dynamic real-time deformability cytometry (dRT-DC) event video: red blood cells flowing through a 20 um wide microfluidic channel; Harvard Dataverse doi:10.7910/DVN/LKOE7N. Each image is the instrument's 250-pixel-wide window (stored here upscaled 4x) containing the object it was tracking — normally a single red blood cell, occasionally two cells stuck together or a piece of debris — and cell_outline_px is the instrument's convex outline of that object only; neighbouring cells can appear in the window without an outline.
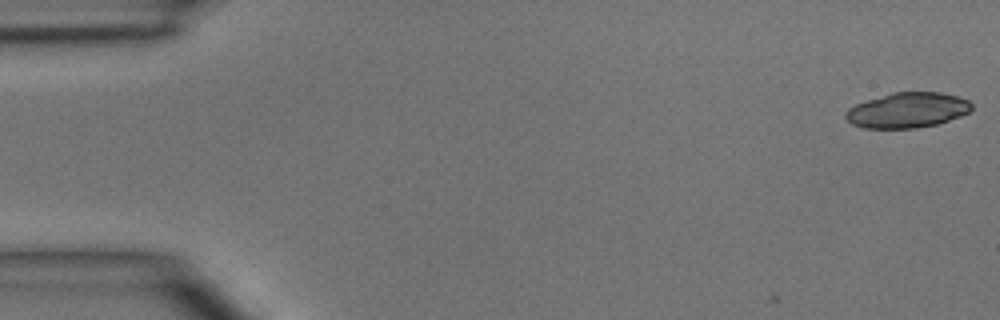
{"species": "common noctule bat (a hibernating species)", "species_latin": "Nyctalus noctula", "temperature_condition": "room temperature", "stored_images_in_passage": 6, "camera_frame_rate_fps": 3000, "um_per_image_px": 0.085, "animal": {"sex": "male", "body_mass_g": 15.6}, "frame": {"image": 1, "passage_image": 1, "time_ms": 0.0, "image_size_px": [1000, 320], "cell_outline_px": [[972, 108], [968, 112], [960, 116], [936, 124], [916, 128], [864, 128], [852, 124], [844, 116], [844, 112], [848, 108], [856, 104], [892, 92], [940, 92], [956, 96], [968, 100], [972, 104]], "centroid_in_image_um": [77.11, 9.36], "position_along_channel_um": 7.9, "area_um2": 25.72}}
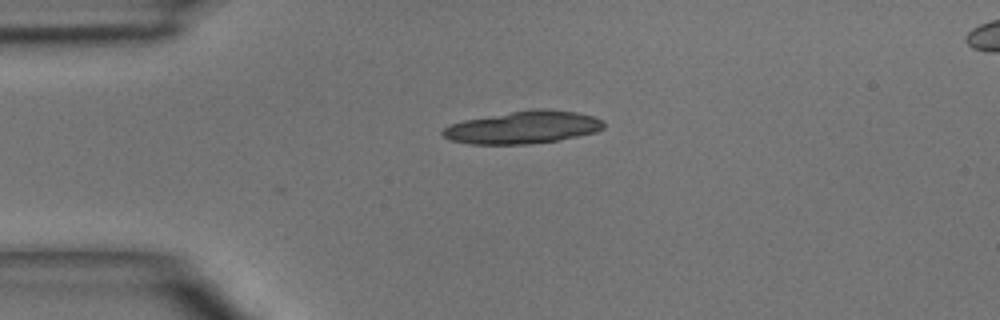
{"frame": {"image": 2, "passage_image": 4, "time_ms": 3.333, "image_size_px": [1000, 320], "cell_outline_px": [[604, 128], [596, 132], [560, 140], [528, 144], [468, 144], [448, 140], [440, 132], [448, 124], [464, 120], [532, 108], [540, 108], [576, 112], [592, 116], [604, 120]], "centroid_in_image_um": [44.45, 10.83], "position_along_channel_um": 40.6, "area_um2": 30.75}}